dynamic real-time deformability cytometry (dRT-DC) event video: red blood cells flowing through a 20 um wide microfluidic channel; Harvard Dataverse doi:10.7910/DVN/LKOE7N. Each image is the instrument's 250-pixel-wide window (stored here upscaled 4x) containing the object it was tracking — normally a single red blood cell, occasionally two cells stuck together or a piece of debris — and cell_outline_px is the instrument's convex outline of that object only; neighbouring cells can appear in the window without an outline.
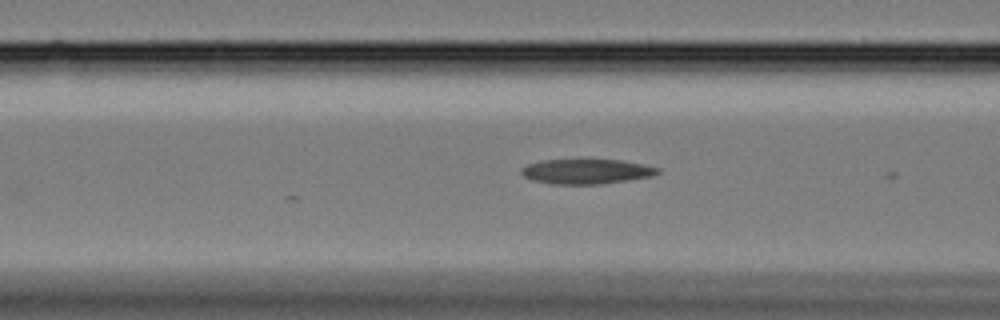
{"species": "Egyptian fruit bat (a non-hibernating species)", "species_latin": "Rousettus aegyptiacus", "temperature_condition": "cold", "stored_images_in_passage": 11, "camera_frame_rate_fps": 3000, "um_per_image_px": 0.085, "animal": {"sex": "female"}, "frame": {"image": 1, "passage_image": 3, "time_ms": 0.667, "image_size_px": [1000, 320], "cell_outline_px": [[660, 172], [652, 176], [628, 180], [600, 184], [552, 184], [532, 180], [524, 176], [520, 172], [520, 168], [528, 164], [540, 160], [620, 160], [660, 168]], "centroid_in_image_um": [49.81, 14.58], "position_along_channel_um": 116.8, "area_um2": 19.65}}
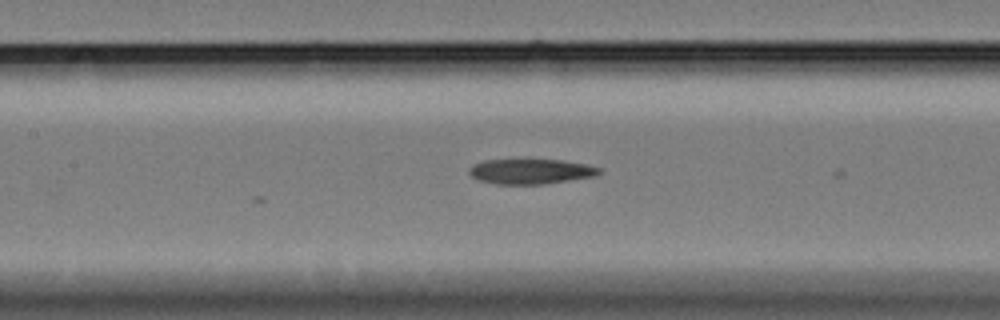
{"frame": {"image": 2, "passage_image": 7, "time_ms": 2.0, "image_size_px": [1000, 320], "cell_outline_px": [[604, 172], [596, 176], [544, 184], [496, 184], [480, 180], [472, 176], [468, 172], [468, 168], [472, 164], [484, 160], [524, 156], [528, 156], [564, 160], [588, 164], [604, 168]], "centroid_in_image_um": [45.15, 14.5], "position_along_channel_um": 162.3, "area_um2": 20.46}}
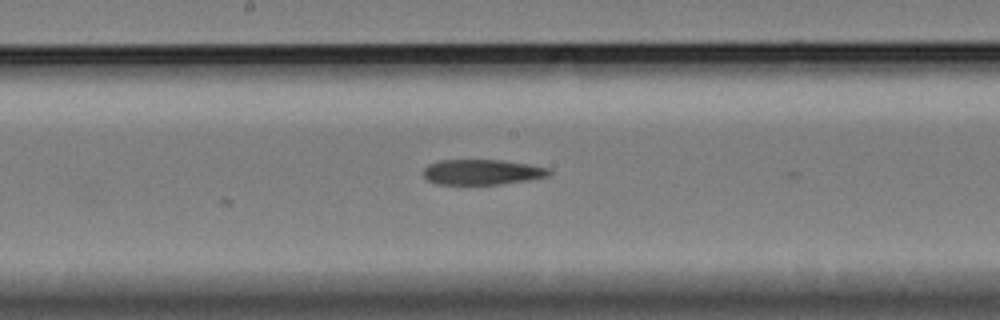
{"frame": {"image": 3, "passage_image": 11, "time_ms": 3.333, "image_size_px": [1000, 320], "cell_outline_px": [[552, 172], [548, 176], [528, 180], [500, 184], [440, 184], [428, 180], [424, 176], [424, 168], [428, 164], [436, 160], [504, 160], [552, 168]], "centroid_in_image_um": [41.01, 14.61], "position_along_channel_um": 207.2, "area_um2": 18.61}}